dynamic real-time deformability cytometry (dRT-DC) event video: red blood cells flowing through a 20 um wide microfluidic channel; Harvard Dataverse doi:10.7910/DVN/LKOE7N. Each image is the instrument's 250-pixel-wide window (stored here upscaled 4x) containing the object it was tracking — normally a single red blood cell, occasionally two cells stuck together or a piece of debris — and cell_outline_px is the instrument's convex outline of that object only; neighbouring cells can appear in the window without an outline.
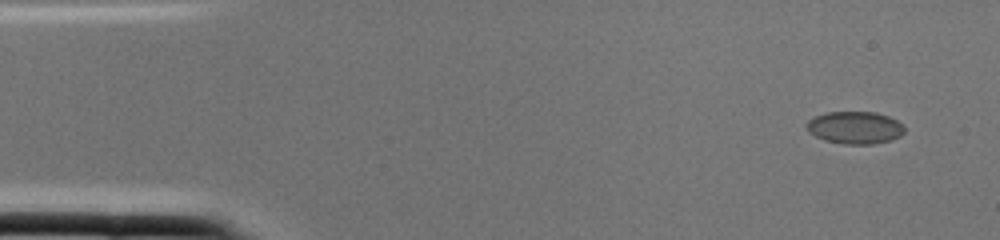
{"species": "common noctule bat (a hibernating species)", "species_latin": "Nyctalus noctula", "temperature_condition": "cold", "stored_images_in_passage": 2, "camera_frame_rate_fps": 3000, "um_per_image_px": 0.085, "animal": {"sex": "female", "body_mass_g": 22.0, "forearm_length_mm": 56.7}, "frame": {"image": 1, "passage_image": 1, "time_ms": 0.0, "image_size_px": [1000, 240], "cell_outline_px": [[904, 132], [900, 136], [892, 140], [872, 144], [844, 144], [824, 140], [808, 132], [804, 124], [808, 120], [816, 116], [828, 112], [876, 112], [888, 116], [904, 124]], "centroid_in_image_um": [72.67, 10.85], "position_along_channel_um": 12.3, "area_um2": 18.61}}
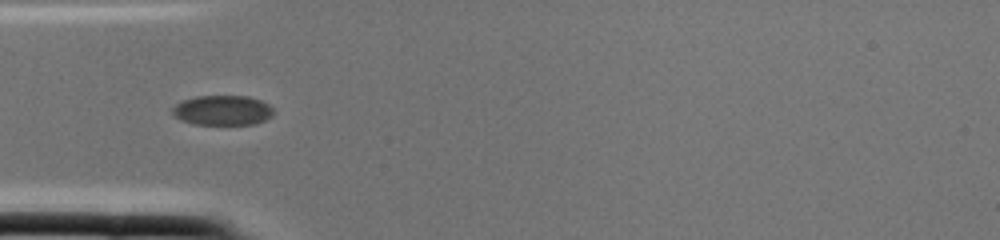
{"frame": {"image": 2, "passage_image": 2, "time_ms": 0.333, "image_size_px": [1000, 240], "cell_outline_px": [[272, 116], [256, 124], [192, 124], [180, 120], [172, 116], [172, 108], [180, 100], [196, 96], [248, 96], [260, 100], [268, 104], [272, 108]], "centroid_in_image_um": [18.86, 9.37], "position_along_channel_um": 66.1, "area_um2": 17.74}}